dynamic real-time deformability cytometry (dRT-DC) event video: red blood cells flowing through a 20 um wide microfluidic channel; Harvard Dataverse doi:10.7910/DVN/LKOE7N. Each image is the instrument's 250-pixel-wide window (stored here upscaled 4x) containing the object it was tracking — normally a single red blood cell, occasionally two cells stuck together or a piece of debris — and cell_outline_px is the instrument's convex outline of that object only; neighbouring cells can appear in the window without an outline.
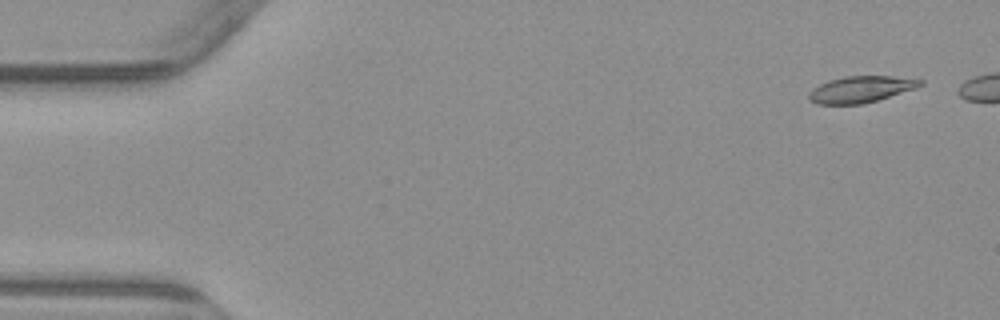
{"species": "common noctule bat (a hibernating species)", "species_latin": "Nyctalus noctula", "temperature_condition": "warm", "stored_images_in_passage": 5, "segment_of_instrument_passage": [2, 2], "camera_frame_rate_fps": 3000, "um_per_image_px": 0.085, "animal": {"sex": "male", "body_mass_g": 23.1, "forearm_length_mm": 52.7}, "frame": {"image": 1, "passage_image": 5, "time_ms": 6.333, "image_size_px": [1000, 320], "cell_outline_px": [[924, 84], [916, 88], [876, 100], [860, 104], [816, 104], [808, 100], [808, 92], [812, 88], [828, 80], [844, 76], [892, 76], [924, 80]], "centroid_in_image_um": [73.13, 7.58], "position_along_channel_um": 11.9, "area_um2": 17.17}}